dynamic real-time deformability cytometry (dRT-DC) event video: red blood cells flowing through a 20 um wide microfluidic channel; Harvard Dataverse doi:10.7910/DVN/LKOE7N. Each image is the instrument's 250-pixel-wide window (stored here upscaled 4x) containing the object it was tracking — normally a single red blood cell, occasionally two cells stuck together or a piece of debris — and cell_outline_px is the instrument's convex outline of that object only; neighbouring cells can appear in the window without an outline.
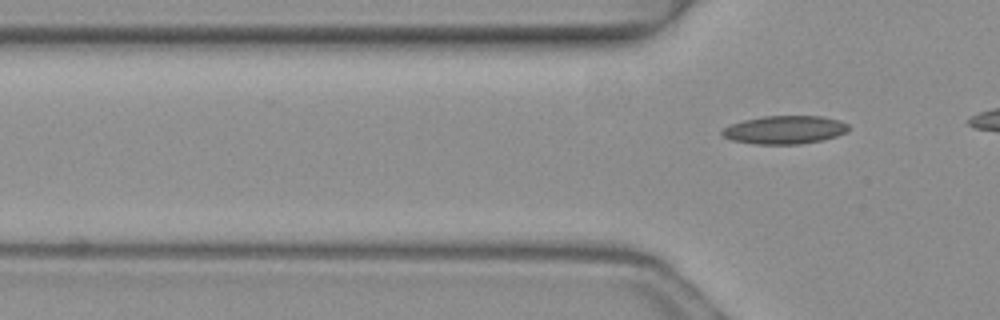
{"species": "common noctule bat (a hibernating species)", "species_latin": "Nyctalus noctula", "temperature_condition": "warm", "stored_images_in_passage": 3, "segment_of_instrument_passage": [2, 2], "camera_frame_rate_fps": 3000, "um_per_image_px": 0.085, "animal": {"sex": "female", "body_mass_g": 19.3, "forearm_length_mm": 54.1}, "frame": {"image": 1, "passage_image": 3, "time_ms": 0.667, "image_size_px": [1000, 320], "cell_outline_px": [[848, 132], [836, 136], [820, 140], [800, 144], [756, 144], [732, 140], [724, 136], [720, 132], [724, 128], [732, 124], [744, 120], [764, 116], [824, 116], [840, 120], [848, 124]], "centroid_in_image_um": [66.73, 11.03], "position_along_channel_um": 59.1, "area_um2": 20.69}}